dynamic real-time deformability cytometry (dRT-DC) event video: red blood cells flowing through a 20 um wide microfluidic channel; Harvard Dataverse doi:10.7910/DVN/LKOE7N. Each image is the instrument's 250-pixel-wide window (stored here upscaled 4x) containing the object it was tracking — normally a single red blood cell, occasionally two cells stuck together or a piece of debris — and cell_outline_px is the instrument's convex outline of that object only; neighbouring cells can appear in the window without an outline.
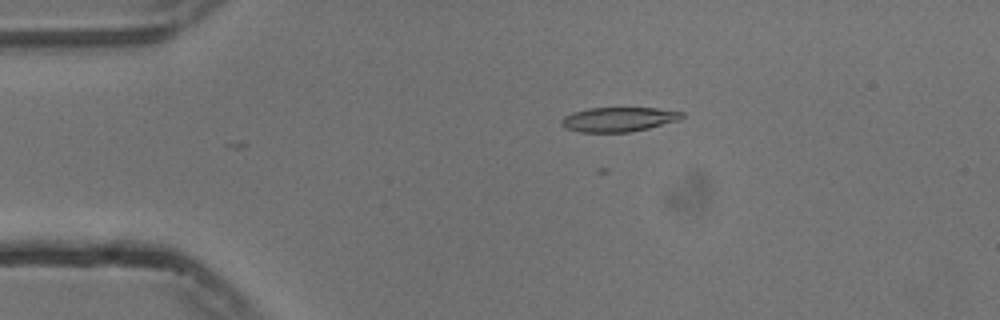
{"species": "common noctule bat (a hibernating species)", "species_latin": "Nyctalus noctula", "temperature_condition": "cold", "stored_images_in_passage": 55, "camera_frame_rate_fps": 3000, "um_per_image_px": 0.085, "animal": {"sex": "male", "body_mass_g": 13.3}, "frame": {"image": 1, "passage_image": 11, "time_ms": 3.333, "image_size_px": [1000, 320], "cell_outline_px": [[684, 116], [680, 120], [632, 132], [580, 132], [564, 128], [560, 124], [560, 120], [564, 116], [572, 112], [588, 108], [656, 108], [684, 112]], "centroid_in_image_um": [52.56, 10.15], "position_along_channel_um": 32.4, "area_um2": 17.34}}
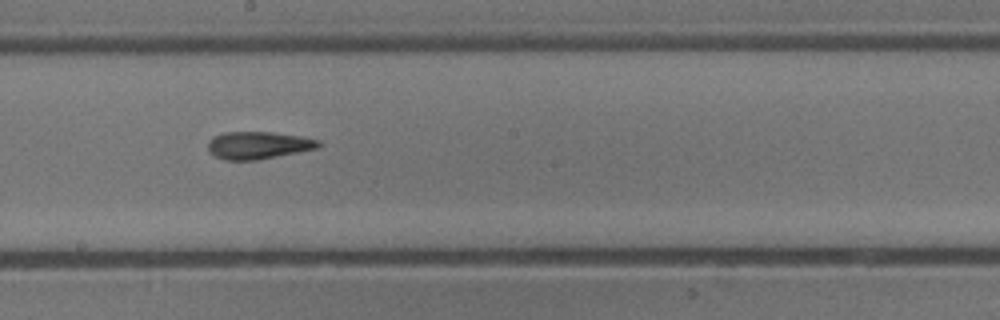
{"frame": {"image": 2, "passage_image": 30, "time_ms": 9.667, "image_size_px": [1000, 320], "cell_outline_px": [[320, 144], [316, 148], [256, 160], [224, 160], [208, 152], [208, 140], [212, 136], [224, 132], [272, 132], [300, 136], [320, 140]], "centroid_in_image_um": [21.88, 12.34], "position_along_channel_um": 226.3, "area_um2": 17.57}}
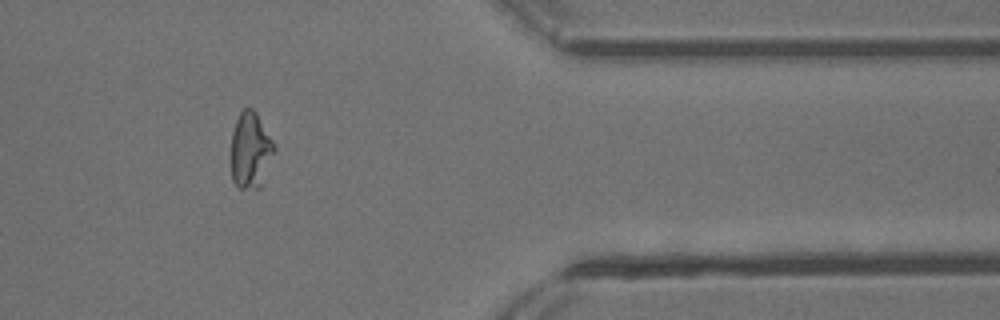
{"frame": {"image": 3, "passage_image": 45, "time_ms": 14.667, "image_size_px": [1000, 320], "cell_outline_px": [[276, 148], [260, 188], [236, 188], [232, 180], [228, 156], [232, 132], [236, 120], [240, 112], [244, 108], [252, 108], [256, 112], [272, 140]], "centroid_in_image_um": [21.23, 12.8], "position_along_channel_um": 390.2, "area_um2": 19.71}, "authors_computed_cell_mechanics": {"area_um2": 17.7446, "velocity_mm_per_s": 3.7407, "shape_relaxation_time_tau1_ms": 10.5894, "shape_relaxation_time_tau2_ms": 6.2383, "deformation_change_tau1": 0.2347, "deformation_change_tau2": 0.1353}}